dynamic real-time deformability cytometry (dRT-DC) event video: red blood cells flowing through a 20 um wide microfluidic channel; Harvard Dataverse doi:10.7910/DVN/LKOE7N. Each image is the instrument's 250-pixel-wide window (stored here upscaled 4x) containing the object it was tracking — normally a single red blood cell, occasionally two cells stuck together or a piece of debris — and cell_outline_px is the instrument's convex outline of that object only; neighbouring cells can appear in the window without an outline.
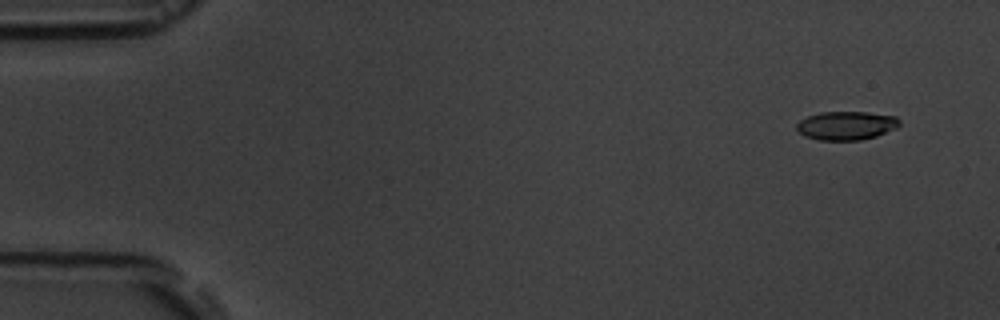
{"species": "common noctule bat (a hibernating species)", "species_latin": "Nyctalus noctula", "temperature_condition": "room temperature", "stored_images_in_passage": 3, "camera_frame_rate_fps": 3000, "um_per_image_px": 0.085, "animal": {"sex": "male", "body_mass_g": 19.5, "forearm_length_mm": 54.6}, "frame": {"image": 1, "passage_image": 1, "time_ms": 0.0, "image_size_px": [1000, 320], "cell_outline_px": [[900, 124], [896, 128], [876, 136], [860, 140], [820, 140], [804, 136], [796, 128], [796, 124], [800, 120], [808, 116], [820, 112], [868, 112], [896, 116], [900, 120]], "centroid_in_image_um": [71.94, 10.67], "position_along_channel_um": 13.1, "area_um2": 17.17}}